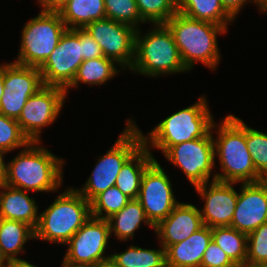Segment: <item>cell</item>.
<instances>
[{
  "label": "cell",
  "instance_id": "20",
  "mask_svg": "<svg viewBox=\"0 0 267 267\" xmlns=\"http://www.w3.org/2000/svg\"><path fill=\"white\" fill-rule=\"evenodd\" d=\"M37 206L26 191L6 184L0 187V218L24 222L35 230L40 215Z\"/></svg>",
  "mask_w": 267,
  "mask_h": 267
},
{
  "label": "cell",
  "instance_id": "42",
  "mask_svg": "<svg viewBox=\"0 0 267 267\" xmlns=\"http://www.w3.org/2000/svg\"><path fill=\"white\" fill-rule=\"evenodd\" d=\"M255 4L258 5L259 11L261 12H267V0H254Z\"/></svg>",
  "mask_w": 267,
  "mask_h": 267
},
{
  "label": "cell",
  "instance_id": "34",
  "mask_svg": "<svg viewBox=\"0 0 267 267\" xmlns=\"http://www.w3.org/2000/svg\"><path fill=\"white\" fill-rule=\"evenodd\" d=\"M246 263H267V222L247 235Z\"/></svg>",
  "mask_w": 267,
  "mask_h": 267
},
{
  "label": "cell",
  "instance_id": "11",
  "mask_svg": "<svg viewBox=\"0 0 267 267\" xmlns=\"http://www.w3.org/2000/svg\"><path fill=\"white\" fill-rule=\"evenodd\" d=\"M66 95L63 88L44 85L29 97L17 122L30 142H41V129L56 120Z\"/></svg>",
  "mask_w": 267,
  "mask_h": 267
},
{
  "label": "cell",
  "instance_id": "18",
  "mask_svg": "<svg viewBox=\"0 0 267 267\" xmlns=\"http://www.w3.org/2000/svg\"><path fill=\"white\" fill-rule=\"evenodd\" d=\"M200 209L189 203H178L173 211L155 227L160 245L165 249L169 245L182 242L202 228Z\"/></svg>",
  "mask_w": 267,
  "mask_h": 267
},
{
  "label": "cell",
  "instance_id": "12",
  "mask_svg": "<svg viewBox=\"0 0 267 267\" xmlns=\"http://www.w3.org/2000/svg\"><path fill=\"white\" fill-rule=\"evenodd\" d=\"M4 91L0 100V113L18 119L29 97L44 86L37 67L3 63Z\"/></svg>",
  "mask_w": 267,
  "mask_h": 267
},
{
  "label": "cell",
  "instance_id": "38",
  "mask_svg": "<svg viewBox=\"0 0 267 267\" xmlns=\"http://www.w3.org/2000/svg\"><path fill=\"white\" fill-rule=\"evenodd\" d=\"M41 7L49 11H58L69 0H37Z\"/></svg>",
  "mask_w": 267,
  "mask_h": 267
},
{
  "label": "cell",
  "instance_id": "16",
  "mask_svg": "<svg viewBox=\"0 0 267 267\" xmlns=\"http://www.w3.org/2000/svg\"><path fill=\"white\" fill-rule=\"evenodd\" d=\"M234 184L236 183L215 180L195 187L205 200L204 207L200 210L203 225L210 228L231 225L238 199Z\"/></svg>",
  "mask_w": 267,
  "mask_h": 267
},
{
  "label": "cell",
  "instance_id": "32",
  "mask_svg": "<svg viewBox=\"0 0 267 267\" xmlns=\"http://www.w3.org/2000/svg\"><path fill=\"white\" fill-rule=\"evenodd\" d=\"M246 144L257 173L267 180V133L246 125Z\"/></svg>",
  "mask_w": 267,
  "mask_h": 267
},
{
  "label": "cell",
  "instance_id": "17",
  "mask_svg": "<svg viewBox=\"0 0 267 267\" xmlns=\"http://www.w3.org/2000/svg\"><path fill=\"white\" fill-rule=\"evenodd\" d=\"M267 222V180L242 183L230 227L250 234Z\"/></svg>",
  "mask_w": 267,
  "mask_h": 267
},
{
  "label": "cell",
  "instance_id": "40",
  "mask_svg": "<svg viewBox=\"0 0 267 267\" xmlns=\"http://www.w3.org/2000/svg\"><path fill=\"white\" fill-rule=\"evenodd\" d=\"M4 152L0 151V187L5 184L6 179V164L3 160Z\"/></svg>",
  "mask_w": 267,
  "mask_h": 267
},
{
  "label": "cell",
  "instance_id": "45",
  "mask_svg": "<svg viewBox=\"0 0 267 267\" xmlns=\"http://www.w3.org/2000/svg\"><path fill=\"white\" fill-rule=\"evenodd\" d=\"M242 267H267V263H245Z\"/></svg>",
  "mask_w": 267,
  "mask_h": 267
},
{
  "label": "cell",
  "instance_id": "37",
  "mask_svg": "<svg viewBox=\"0 0 267 267\" xmlns=\"http://www.w3.org/2000/svg\"><path fill=\"white\" fill-rule=\"evenodd\" d=\"M224 10L235 19L240 9L244 7L246 2H254V0H220Z\"/></svg>",
  "mask_w": 267,
  "mask_h": 267
},
{
  "label": "cell",
  "instance_id": "9",
  "mask_svg": "<svg viewBox=\"0 0 267 267\" xmlns=\"http://www.w3.org/2000/svg\"><path fill=\"white\" fill-rule=\"evenodd\" d=\"M110 236L108 221L91 216L66 243L69 248L62 266L96 267L111 257L104 256Z\"/></svg>",
  "mask_w": 267,
  "mask_h": 267
},
{
  "label": "cell",
  "instance_id": "10",
  "mask_svg": "<svg viewBox=\"0 0 267 267\" xmlns=\"http://www.w3.org/2000/svg\"><path fill=\"white\" fill-rule=\"evenodd\" d=\"M164 156L182 169L194 187L209 182L216 162L211 130L202 138L171 146Z\"/></svg>",
  "mask_w": 267,
  "mask_h": 267
},
{
  "label": "cell",
  "instance_id": "24",
  "mask_svg": "<svg viewBox=\"0 0 267 267\" xmlns=\"http://www.w3.org/2000/svg\"><path fill=\"white\" fill-rule=\"evenodd\" d=\"M177 12L223 26L226 30L229 23L234 21L224 10L220 0H177Z\"/></svg>",
  "mask_w": 267,
  "mask_h": 267
},
{
  "label": "cell",
  "instance_id": "22",
  "mask_svg": "<svg viewBox=\"0 0 267 267\" xmlns=\"http://www.w3.org/2000/svg\"><path fill=\"white\" fill-rule=\"evenodd\" d=\"M58 12L68 29L85 28L106 18L104 0H69Z\"/></svg>",
  "mask_w": 267,
  "mask_h": 267
},
{
  "label": "cell",
  "instance_id": "43",
  "mask_svg": "<svg viewBox=\"0 0 267 267\" xmlns=\"http://www.w3.org/2000/svg\"><path fill=\"white\" fill-rule=\"evenodd\" d=\"M4 82H3V64H0V100L1 97L3 95V91H4Z\"/></svg>",
  "mask_w": 267,
  "mask_h": 267
},
{
  "label": "cell",
  "instance_id": "1",
  "mask_svg": "<svg viewBox=\"0 0 267 267\" xmlns=\"http://www.w3.org/2000/svg\"><path fill=\"white\" fill-rule=\"evenodd\" d=\"M39 144L30 142L6 163V185L26 192H54L59 188L63 181L64 160Z\"/></svg>",
  "mask_w": 267,
  "mask_h": 267
},
{
  "label": "cell",
  "instance_id": "5",
  "mask_svg": "<svg viewBox=\"0 0 267 267\" xmlns=\"http://www.w3.org/2000/svg\"><path fill=\"white\" fill-rule=\"evenodd\" d=\"M213 120L207 99L201 96L197 103L162 120L149 132V136L143 135V144L160 149L164 154L171 146L204 137L218 126Z\"/></svg>",
  "mask_w": 267,
  "mask_h": 267
},
{
  "label": "cell",
  "instance_id": "8",
  "mask_svg": "<svg viewBox=\"0 0 267 267\" xmlns=\"http://www.w3.org/2000/svg\"><path fill=\"white\" fill-rule=\"evenodd\" d=\"M67 29L58 11L42 9L24 25L15 63L40 68Z\"/></svg>",
  "mask_w": 267,
  "mask_h": 267
},
{
  "label": "cell",
  "instance_id": "2",
  "mask_svg": "<svg viewBox=\"0 0 267 267\" xmlns=\"http://www.w3.org/2000/svg\"><path fill=\"white\" fill-rule=\"evenodd\" d=\"M218 126L214 140L215 156L220 160L222 173H216L212 181L230 183H255L264 180L256 171L246 144V124L230 114Z\"/></svg>",
  "mask_w": 267,
  "mask_h": 267
},
{
  "label": "cell",
  "instance_id": "30",
  "mask_svg": "<svg viewBox=\"0 0 267 267\" xmlns=\"http://www.w3.org/2000/svg\"><path fill=\"white\" fill-rule=\"evenodd\" d=\"M144 22L165 24L177 13V0H135Z\"/></svg>",
  "mask_w": 267,
  "mask_h": 267
},
{
  "label": "cell",
  "instance_id": "13",
  "mask_svg": "<svg viewBox=\"0 0 267 267\" xmlns=\"http://www.w3.org/2000/svg\"><path fill=\"white\" fill-rule=\"evenodd\" d=\"M84 29L98 42L104 57L114 60L121 69L132 67L137 29L106 18L93 21Z\"/></svg>",
  "mask_w": 267,
  "mask_h": 267
},
{
  "label": "cell",
  "instance_id": "33",
  "mask_svg": "<svg viewBox=\"0 0 267 267\" xmlns=\"http://www.w3.org/2000/svg\"><path fill=\"white\" fill-rule=\"evenodd\" d=\"M29 143L17 120L0 113V151L6 154L19 147L25 148Z\"/></svg>",
  "mask_w": 267,
  "mask_h": 267
},
{
  "label": "cell",
  "instance_id": "4",
  "mask_svg": "<svg viewBox=\"0 0 267 267\" xmlns=\"http://www.w3.org/2000/svg\"><path fill=\"white\" fill-rule=\"evenodd\" d=\"M153 26L155 28L145 36L140 34L141 28L136 31L135 58L130 70L149 77L188 72L168 26L166 24Z\"/></svg>",
  "mask_w": 267,
  "mask_h": 267
},
{
  "label": "cell",
  "instance_id": "28",
  "mask_svg": "<svg viewBox=\"0 0 267 267\" xmlns=\"http://www.w3.org/2000/svg\"><path fill=\"white\" fill-rule=\"evenodd\" d=\"M121 267H166L165 248L143 249L130 246L122 253L111 254V257Z\"/></svg>",
  "mask_w": 267,
  "mask_h": 267
},
{
  "label": "cell",
  "instance_id": "36",
  "mask_svg": "<svg viewBox=\"0 0 267 267\" xmlns=\"http://www.w3.org/2000/svg\"><path fill=\"white\" fill-rule=\"evenodd\" d=\"M79 38L82 44V56L84 60L103 57V52L98 42L92 38L84 28L71 29Z\"/></svg>",
  "mask_w": 267,
  "mask_h": 267
},
{
  "label": "cell",
  "instance_id": "31",
  "mask_svg": "<svg viewBox=\"0 0 267 267\" xmlns=\"http://www.w3.org/2000/svg\"><path fill=\"white\" fill-rule=\"evenodd\" d=\"M106 19L128 24L139 29L138 24L145 23L135 0H104Z\"/></svg>",
  "mask_w": 267,
  "mask_h": 267
},
{
  "label": "cell",
  "instance_id": "27",
  "mask_svg": "<svg viewBox=\"0 0 267 267\" xmlns=\"http://www.w3.org/2000/svg\"><path fill=\"white\" fill-rule=\"evenodd\" d=\"M211 231L212 241L237 267H242L247 259V235L230 226L214 227Z\"/></svg>",
  "mask_w": 267,
  "mask_h": 267
},
{
  "label": "cell",
  "instance_id": "7",
  "mask_svg": "<svg viewBox=\"0 0 267 267\" xmlns=\"http://www.w3.org/2000/svg\"><path fill=\"white\" fill-rule=\"evenodd\" d=\"M127 127L116 143L98 159L90 177L81 189H76L91 202L101 192L115 186L118 174L125 162L143 145V133L134 120H127Z\"/></svg>",
  "mask_w": 267,
  "mask_h": 267
},
{
  "label": "cell",
  "instance_id": "6",
  "mask_svg": "<svg viewBox=\"0 0 267 267\" xmlns=\"http://www.w3.org/2000/svg\"><path fill=\"white\" fill-rule=\"evenodd\" d=\"M90 217V202L76 188H69L40 213L35 239L66 245Z\"/></svg>",
  "mask_w": 267,
  "mask_h": 267
},
{
  "label": "cell",
  "instance_id": "25",
  "mask_svg": "<svg viewBox=\"0 0 267 267\" xmlns=\"http://www.w3.org/2000/svg\"><path fill=\"white\" fill-rule=\"evenodd\" d=\"M29 238L35 239V230L30 225L0 218V247L7 259H17Z\"/></svg>",
  "mask_w": 267,
  "mask_h": 267
},
{
  "label": "cell",
  "instance_id": "35",
  "mask_svg": "<svg viewBox=\"0 0 267 267\" xmlns=\"http://www.w3.org/2000/svg\"><path fill=\"white\" fill-rule=\"evenodd\" d=\"M200 267H237L212 240L204 252Z\"/></svg>",
  "mask_w": 267,
  "mask_h": 267
},
{
  "label": "cell",
  "instance_id": "23",
  "mask_svg": "<svg viewBox=\"0 0 267 267\" xmlns=\"http://www.w3.org/2000/svg\"><path fill=\"white\" fill-rule=\"evenodd\" d=\"M110 228V234L114 235L120 241H127L134 237V232L144 222L154 229V226L147 219L145 211L137 199H131L125 207L119 212L107 219Z\"/></svg>",
  "mask_w": 267,
  "mask_h": 267
},
{
  "label": "cell",
  "instance_id": "19",
  "mask_svg": "<svg viewBox=\"0 0 267 267\" xmlns=\"http://www.w3.org/2000/svg\"><path fill=\"white\" fill-rule=\"evenodd\" d=\"M211 240V228L204 225L186 240L169 245L165 249L166 267H200Z\"/></svg>",
  "mask_w": 267,
  "mask_h": 267
},
{
  "label": "cell",
  "instance_id": "41",
  "mask_svg": "<svg viewBox=\"0 0 267 267\" xmlns=\"http://www.w3.org/2000/svg\"><path fill=\"white\" fill-rule=\"evenodd\" d=\"M96 267H121V266H119L112 258H108L106 260H103Z\"/></svg>",
  "mask_w": 267,
  "mask_h": 267
},
{
  "label": "cell",
  "instance_id": "26",
  "mask_svg": "<svg viewBox=\"0 0 267 267\" xmlns=\"http://www.w3.org/2000/svg\"><path fill=\"white\" fill-rule=\"evenodd\" d=\"M114 60L107 57H98L95 59L84 60L79 66L72 83L65 89L68 94V88L78 87L79 83L89 85H102L118 74L119 70L115 67Z\"/></svg>",
  "mask_w": 267,
  "mask_h": 267
},
{
  "label": "cell",
  "instance_id": "21",
  "mask_svg": "<svg viewBox=\"0 0 267 267\" xmlns=\"http://www.w3.org/2000/svg\"><path fill=\"white\" fill-rule=\"evenodd\" d=\"M144 144L122 166L115 186L128 198L137 199L145 170L156 160Z\"/></svg>",
  "mask_w": 267,
  "mask_h": 267
},
{
  "label": "cell",
  "instance_id": "29",
  "mask_svg": "<svg viewBox=\"0 0 267 267\" xmlns=\"http://www.w3.org/2000/svg\"><path fill=\"white\" fill-rule=\"evenodd\" d=\"M130 200L116 186H112L90 202L91 216L107 220L125 207Z\"/></svg>",
  "mask_w": 267,
  "mask_h": 267
},
{
  "label": "cell",
  "instance_id": "44",
  "mask_svg": "<svg viewBox=\"0 0 267 267\" xmlns=\"http://www.w3.org/2000/svg\"><path fill=\"white\" fill-rule=\"evenodd\" d=\"M7 262H8V259L3 254L1 247H0V267H6Z\"/></svg>",
  "mask_w": 267,
  "mask_h": 267
},
{
  "label": "cell",
  "instance_id": "15",
  "mask_svg": "<svg viewBox=\"0 0 267 267\" xmlns=\"http://www.w3.org/2000/svg\"><path fill=\"white\" fill-rule=\"evenodd\" d=\"M83 61L80 38L71 29H67L56 48L39 68L43 84L66 89Z\"/></svg>",
  "mask_w": 267,
  "mask_h": 267
},
{
  "label": "cell",
  "instance_id": "39",
  "mask_svg": "<svg viewBox=\"0 0 267 267\" xmlns=\"http://www.w3.org/2000/svg\"><path fill=\"white\" fill-rule=\"evenodd\" d=\"M6 267H37L26 260L17 258V259H8Z\"/></svg>",
  "mask_w": 267,
  "mask_h": 267
},
{
  "label": "cell",
  "instance_id": "14",
  "mask_svg": "<svg viewBox=\"0 0 267 267\" xmlns=\"http://www.w3.org/2000/svg\"><path fill=\"white\" fill-rule=\"evenodd\" d=\"M137 200L154 227L179 203L175 199L169 177L157 160L145 170Z\"/></svg>",
  "mask_w": 267,
  "mask_h": 267
},
{
  "label": "cell",
  "instance_id": "3",
  "mask_svg": "<svg viewBox=\"0 0 267 267\" xmlns=\"http://www.w3.org/2000/svg\"><path fill=\"white\" fill-rule=\"evenodd\" d=\"M165 24L171 30L183 64L189 71L199 61L212 71L216 69L221 57L217 35L227 33L223 26L193 19L179 12Z\"/></svg>",
  "mask_w": 267,
  "mask_h": 267
}]
</instances>
